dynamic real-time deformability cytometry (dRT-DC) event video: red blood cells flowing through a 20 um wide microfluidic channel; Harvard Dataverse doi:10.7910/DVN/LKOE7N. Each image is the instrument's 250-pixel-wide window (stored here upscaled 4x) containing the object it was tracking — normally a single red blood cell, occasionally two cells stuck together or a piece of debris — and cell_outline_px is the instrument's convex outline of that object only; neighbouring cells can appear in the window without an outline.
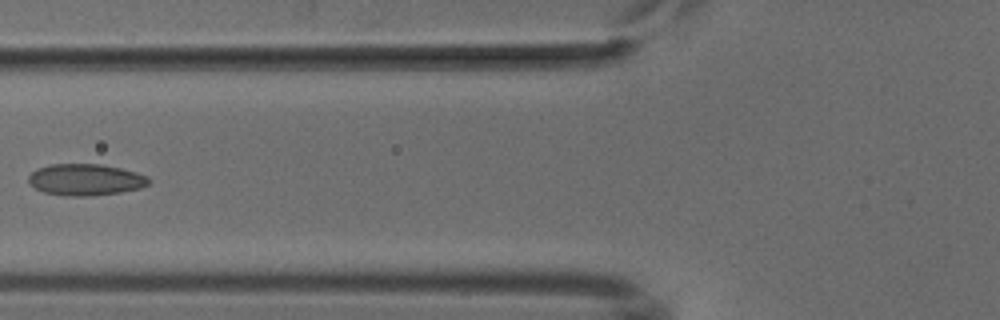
{"species": "common noctule bat (a hibernating species)", "species_latin": "Nyctalus noctula", "temperature_condition": "cold", "stored_images_in_passage": 7, "camera_frame_rate_fps": 3000, "um_per_image_px": 0.085, "animal": {"sex": "male", "body_mass_g": 18.8}, "frame": {"image": 1, "passage_image": 6, "time_ms": 5.667, "image_size_px": [1000, 320], "cell_outline_px": [[152, 180], [148, 184], [140, 188], [120, 192], [92, 196], [64, 196], [44, 192], [36, 188], [28, 180], [28, 176], [36, 168], [52, 164], [100, 164], [120, 168], [136, 172], [148, 176]], "centroid_in_image_um": [7.28, 15.27], "position_along_channel_um": 118.5, "area_um2": 22.14}}
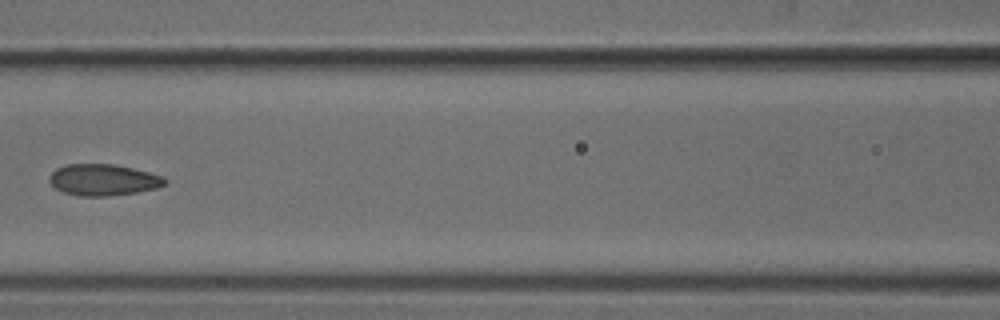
{"frame": {"image": 2, "passage_image": 7, "time_ms": 6.667, "image_size_px": [1000, 320], "cell_outline_px": [[168, 184], [156, 188], [136, 192], [108, 196], [80, 196], [64, 192], [56, 188], [48, 180], [48, 176], [56, 168], [68, 164], [112, 164], [132, 168], [164, 176], [168, 180]], "centroid_in_image_um": [8.79, 15.28], "position_along_channel_um": 157.8, "area_um2": 21.15}}